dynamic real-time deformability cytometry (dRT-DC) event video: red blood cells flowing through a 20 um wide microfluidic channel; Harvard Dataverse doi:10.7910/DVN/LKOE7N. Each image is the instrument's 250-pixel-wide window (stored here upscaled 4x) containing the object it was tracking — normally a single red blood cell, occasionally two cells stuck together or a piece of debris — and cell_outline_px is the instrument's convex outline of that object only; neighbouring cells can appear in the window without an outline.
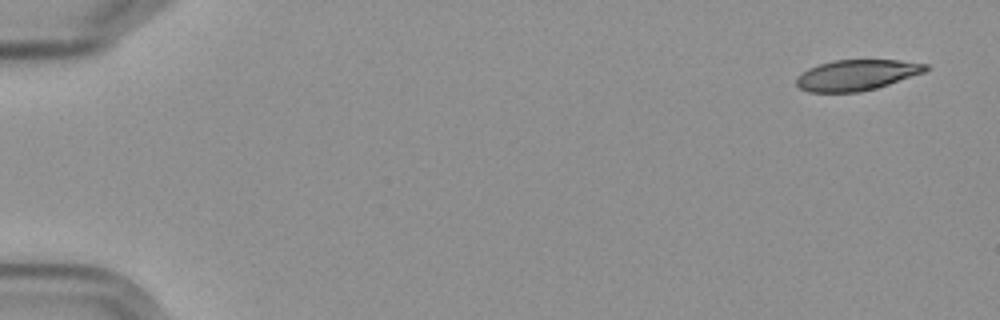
{"species": "Egyptian fruit bat (a non-hibernating species)", "species_latin": "Rousettus aegyptiacus", "temperature_condition": "cold", "stored_images_in_passage": 6, "camera_frame_rate_fps": 3000, "um_per_image_px": 0.085, "frame": {"image": 1, "passage_image": 1, "time_ms": 0.0, "image_size_px": [1000, 320], "cell_outline_px": [[932, 68], [924, 72], [876, 88], [860, 92], [808, 92], [800, 88], [796, 84], [796, 76], [800, 72], [808, 68], [832, 60], [900, 60], [928, 64]], "centroid_in_image_um": [72.8, 6.37], "position_along_channel_um": 12.2, "area_um2": 23.24}}
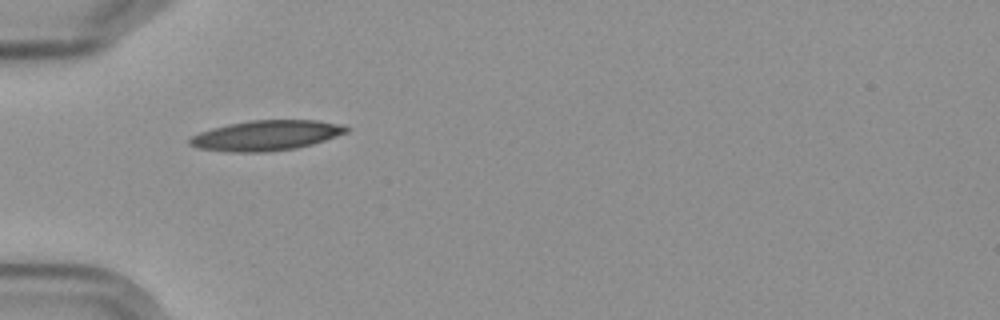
{"frame": {"image": 2, "passage_image": 5, "time_ms": 5.333, "image_size_px": [1000, 320], "cell_outline_px": [[348, 132], [312, 144], [296, 148], [264, 152], [232, 152], [196, 148], [188, 144], [188, 140], [192, 136], [200, 132], [212, 128], [228, 124], [248, 120], [316, 120], [344, 124], [348, 128]], "centroid_in_image_um": [22.61, 11.51], "position_along_channel_um": 62.4, "area_um2": 27.57}}
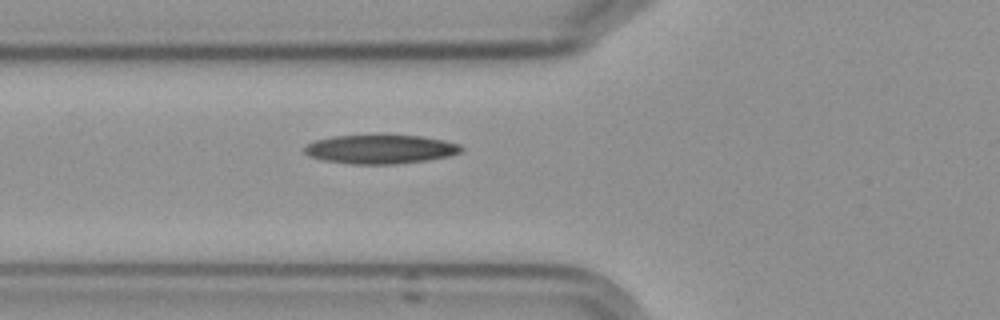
{"frame": {"image": 3, "passage_image": 6, "time_ms": 6.333, "image_size_px": [1000, 320], "cell_outline_px": [[464, 148], [460, 152], [448, 156], [424, 160], [396, 164], [352, 164], [324, 160], [308, 156], [304, 152], [304, 148], [308, 144], [316, 140], [332, 136], [420, 136], [444, 140], [460, 144]], "centroid_in_image_um": [32.33, 12.69], "position_along_channel_um": 93.5, "area_um2": 26.07}}